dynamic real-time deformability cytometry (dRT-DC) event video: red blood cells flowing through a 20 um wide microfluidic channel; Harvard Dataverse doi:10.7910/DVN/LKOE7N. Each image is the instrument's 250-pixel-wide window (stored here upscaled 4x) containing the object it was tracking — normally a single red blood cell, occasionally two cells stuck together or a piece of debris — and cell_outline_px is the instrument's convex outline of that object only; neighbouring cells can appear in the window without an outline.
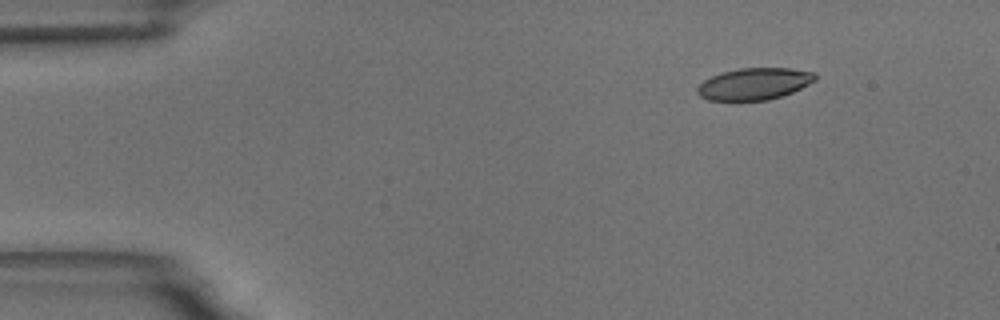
{"species": "common noctule bat (a hibernating species)", "species_latin": "Nyctalus noctula", "temperature_condition": "room temperature", "stored_images_in_passage": 42, "camera_frame_rate_fps": 3000, "um_per_image_px": 0.085, "animal": {"sex": "male", "body_mass_g": 18.8}, "frame": {"image": 1, "passage_image": 1, "time_ms": 0.0, "image_size_px": [1000, 320], "cell_outline_px": [[816, 80], [792, 92], [768, 100], [708, 100], [700, 96], [696, 92], [696, 88], [704, 80], [720, 72], [740, 68], [792, 68], [816, 72]], "centroid_in_image_um": [64.11, 7.11], "position_along_channel_um": 20.9, "area_um2": 21.85}}
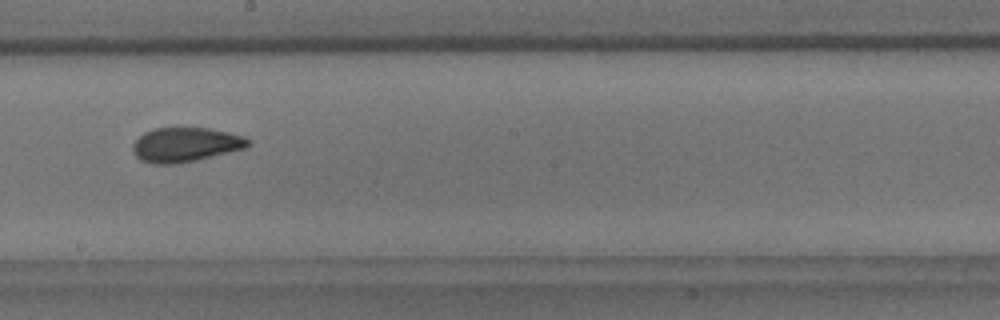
{"frame": {"image": 2, "passage_image": 26, "time_ms": 8.333, "image_size_px": [1000, 320], "cell_outline_px": [[252, 144], [248, 148], [196, 160], [176, 164], [152, 164], [140, 160], [132, 152], [132, 144], [144, 132], [156, 128], [208, 128], [228, 132], [244, 136], [252, 140]], "centroid_in_image_um": [15.8, 12.3], "position_along_channel_um": 232.4, "area_um2": 23.41}}
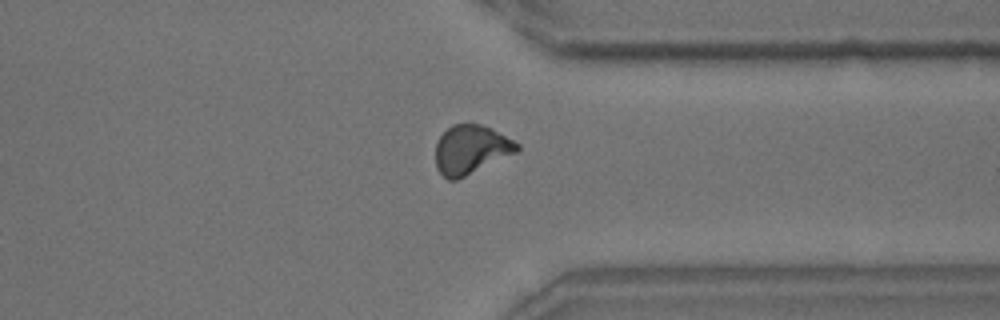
{"frame": {"image": 3, "passage_image": 38, "time_ms": 12.333, "image_size_px": [1000, 320], "cell_outline_px": [[520, 148], [516, 152], [456, 180], [448, 180], [436, 168], [436, 144], [440, 136], [452, 124], [468, 120], [492, 128], [520, 144]], "centroid_in_image_um": [40.01, 12.66], "position_along_channel_um": 371.4, "area_um2": 23.35}, "authors_computed_cell_mechanics": {"area_um2": 23.12, "velocity_mm_per_s": 3.5222, "shape_relaxation_time_tau1_ms": 4.7567, "shape_relaxation_time_tau2_ms": 1.6052, "deformation_change_tau1": 0.1461, "deformation_change_tau2": 0.0773}}